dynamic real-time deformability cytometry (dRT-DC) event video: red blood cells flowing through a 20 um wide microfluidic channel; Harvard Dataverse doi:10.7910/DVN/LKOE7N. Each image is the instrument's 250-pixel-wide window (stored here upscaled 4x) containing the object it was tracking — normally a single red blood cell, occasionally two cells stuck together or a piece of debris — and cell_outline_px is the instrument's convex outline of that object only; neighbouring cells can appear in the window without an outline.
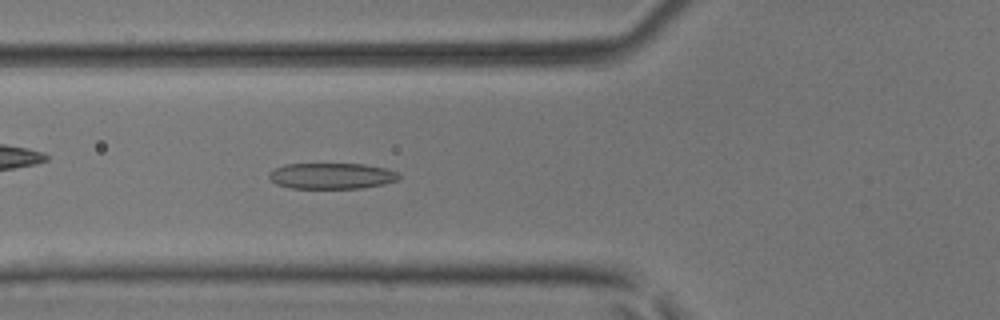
{"species": "common noctule bat (a hibernating species)", "species_latin": "Nyctalus noctula", "temperature_condition": "room temperature", "stored_images_in_passage": 5, "camera_frame_rate_fps": 3000, "um_per_image_px": 0.085, "animal": {"sex": "male", "body_mass_g": 17.9, "forearm_length_mm": 54.2}, "frame": {"image": 1, "passage_image": 5, "time_ms": 1.333, "image_size_px": [1000, 320], "cell_outline_px": [[400, 176], [396, 180], [384, 184], [364, 188], [292, 188], [276, 184], [268, 176], [276, 168], [284, 164], [364, 164], [384, 168], [396, 172]], "centroid_in_image_um": [28.2, 14.95], "position_along_channel_um": 97.6, "area_um2": 19.42}}